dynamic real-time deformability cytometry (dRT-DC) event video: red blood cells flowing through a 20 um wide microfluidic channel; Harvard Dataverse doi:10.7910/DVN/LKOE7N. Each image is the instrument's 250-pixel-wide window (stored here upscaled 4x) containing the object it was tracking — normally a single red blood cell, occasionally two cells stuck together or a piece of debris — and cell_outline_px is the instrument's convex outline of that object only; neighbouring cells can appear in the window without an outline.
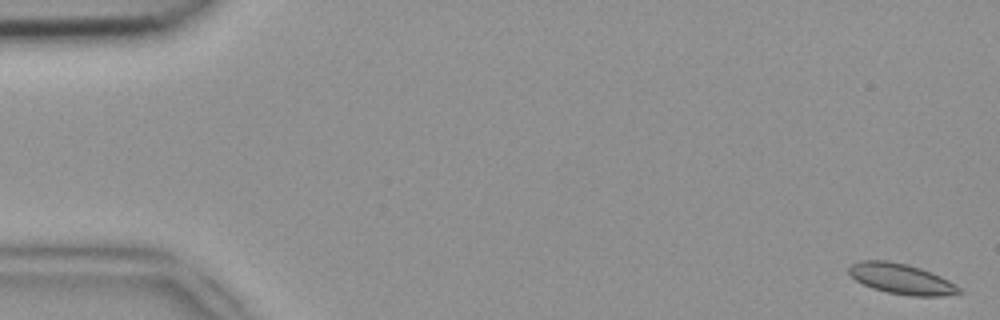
{"species": "common noctule bat (a hibernating species)", "species_latin": "Nyctalus noctula", "temperature_condition": "room temperature", "stored_images_in_passage": 50, "camera_frame_rate_fps": 3000, "um_per_image_px": 0.085, "animal": {"sex": "female", "body_mass_g": 18.4}, "frame": {"image": 1, "passage_image": 1, "time_ms": 0.0, "image_size_px": [1000, 320], "cell_outline_px": [[964, 292], [944, 296], [912, 296], [888, 292], [872, 288], [856, 280], [848, 272], [848, 268], [852, 264], [860, 260], [888, 260], [908, 264], [920, 268], [940, 276], [956, 284]], "centroid_in_image_um": [76.63, 23.7], "position_along_channel_um": 8.4, "area_um2": 19.54}}
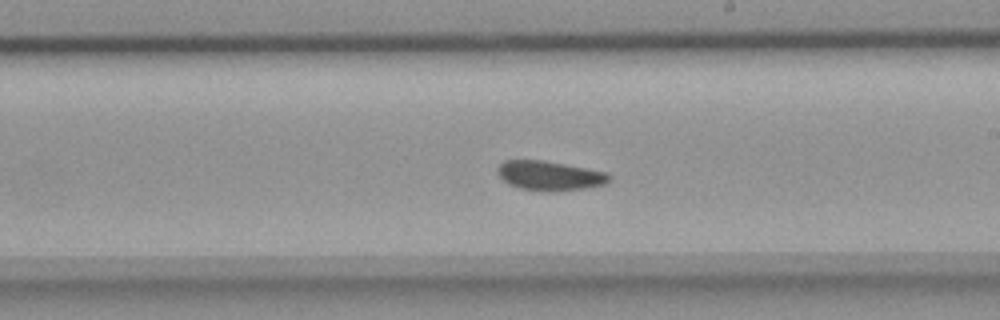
{"frame": {"image": 2, "passage_image": 29, "time_ms": 9.333, "image_size_px": [1000, 320], "cell_outline_px": [[612, 176], [604, 184], [588, 188], [548, 192], [544, 192], [520, 188], [508, 184], [496, 172], [496, 168], [504, 160], [544, 160], [608, 172]], "centroid_in_image_um": [46.71, 14.93], "position_along_channel_um": 242.3, "area_um2": 19.36}}
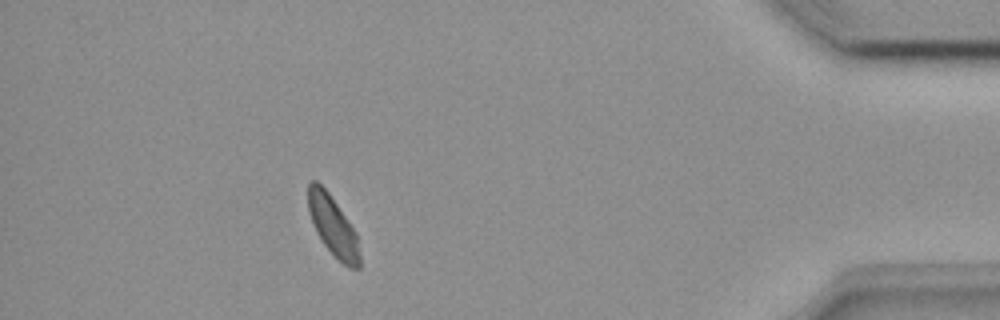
{"frame": {"image": 3, "passage_image": 45, "time_ms": 14.667, "image_size_px": [1000, 320], "cell_outline_px": [[360, 268], [348, 268], [320, 240], [316, 232], [308, 212], [308, 180], [316, 180], [328, 192], [356, 232], [360, 256]], "centroid_in_image_um": [28.28, 19.19], "position_along_channel_um": 406.9, "area_um2": 17.8}}